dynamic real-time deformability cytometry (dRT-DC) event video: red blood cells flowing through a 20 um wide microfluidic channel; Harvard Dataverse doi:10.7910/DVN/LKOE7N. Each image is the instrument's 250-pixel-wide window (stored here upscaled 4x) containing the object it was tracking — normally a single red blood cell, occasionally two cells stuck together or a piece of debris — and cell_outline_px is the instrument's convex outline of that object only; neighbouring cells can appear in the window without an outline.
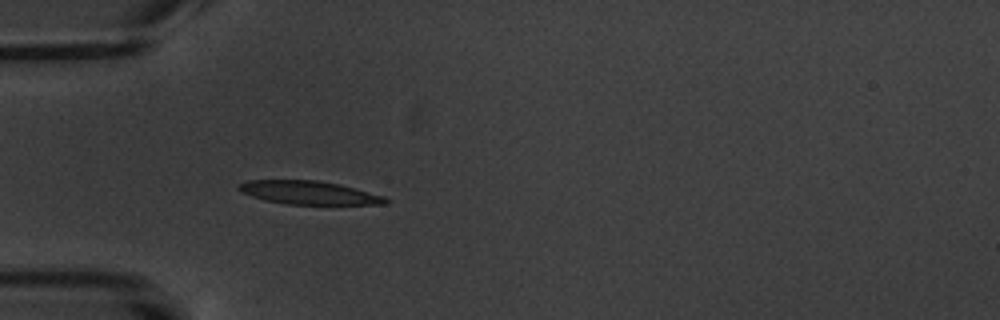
{"species": "common noctule bat (a hibernating species)", "species_latin": "Nyctalus noctula", "temperature_condition": "warm", "stored_images_in_passage": 1, "camera_frame_rate_fps": 3000, "um_per_image_px": 0.085, "animal": {"sex": "male", "body_mass_g": 20.1, "forearm_length_mm": 53.5}, "frame": {"image": 1, "passage_image": 1, "time_ms": 0.0, "image_size_px": [1000, 320], "cell_outline_px": [[392, 200], [388, 204], [288, 204], [268, 200], [252, 196], [240, 192], [236, 188], [240, 184], [248, 180], [316, 180], [340, 184], [384, 196]], "centroid_in_image_um": [26.29, 16.37], "position_along_channel_um": 58.7, "area_um2": 19.88}}